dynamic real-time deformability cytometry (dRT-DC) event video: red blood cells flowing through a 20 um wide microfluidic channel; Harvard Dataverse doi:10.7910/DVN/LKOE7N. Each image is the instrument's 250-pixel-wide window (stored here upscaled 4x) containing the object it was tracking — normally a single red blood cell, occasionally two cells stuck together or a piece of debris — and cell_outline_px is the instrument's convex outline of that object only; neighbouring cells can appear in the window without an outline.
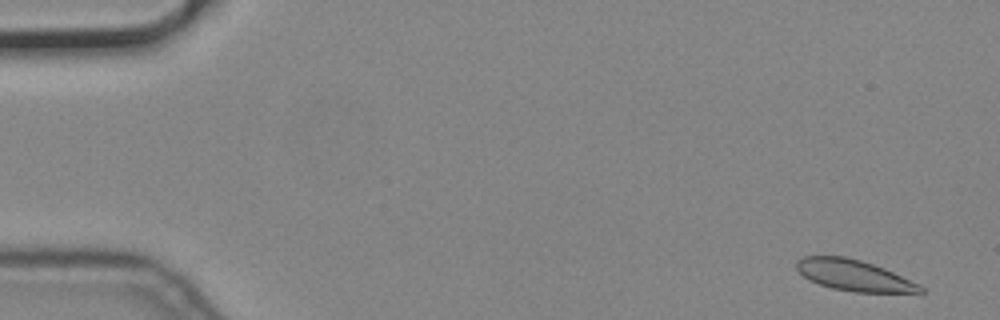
{"species": "common noctule bat (a hibernating species)", "species_latin": "Nyctalus noctula", "temperature_condition": "cold", "stored_images_in_passage": 56, "camera_frame_rate_fps": 3000, "um_per_image_px": 0.085, "animal": {"sex": "male", "body_mass_g": 19.2, "forearm_length_mm": 51.8}, "frame": {"image": 1, "passage_image": 3, "time_ms": 0.667, "image_size_px": [1000, 320], "cell_outline_px": [[924, 292], [856, 292], [832, 288], [808, 280], [796, 268], [796, 260], [804, 256], [844, 256], [860, 260], [884, 268], [920, 284], [924, 288]], "centroid_in_image_um": [72.57, 23.4], "position_along_channel_um": 12.4, "area_um2": 22.2}}
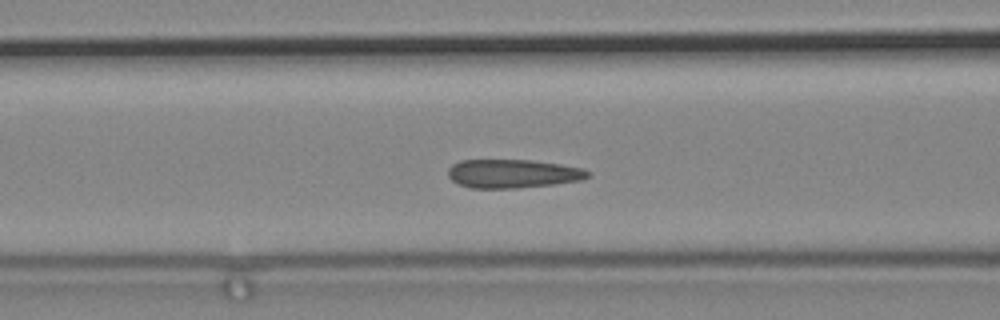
{"frame": {"image": 2, "passage_image": 23, "time_ms": 7.333, "image_size_px": [1000, 320], "cell_outline_px": [[592, 172], [584, 180], [556, 184], [516, 188], [472, 188], [460, 184], [452, 180], [448, 176], [448, 168], [452, 164], [460, 160], [532, 160], [560, 164], [584, 168]], "centroid_in_image_um": [43.63, 14.76], "position_along_channel_um": 123.0, "area_um2": 23.52}}
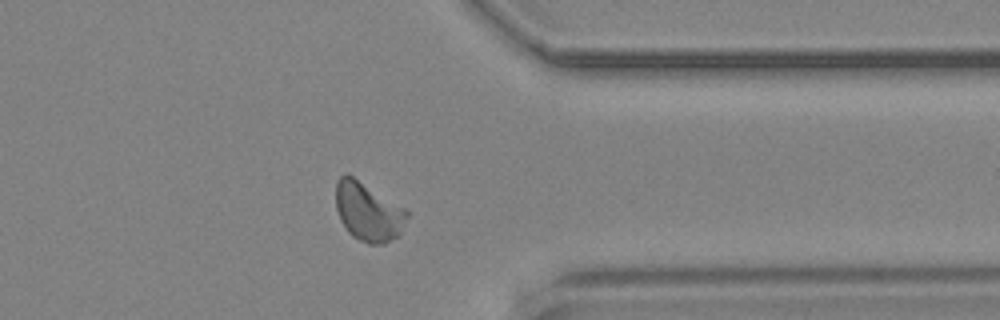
{"frame": {"image": 3, "passage_image": 45, "time_ms": 14.667, "image_size_px": [1000, 320], "cell_outline_px": [[408, 216], [400, 232], [396, 236], [384, 244], [368, 244], [352, 236], [348, 232], [340, 220], [336, 208], [336, 180], [344, 172], [348, 172], [404, 208], [408, 212]], "centroid_in_image_um": [31.25, 17.96], "position_along_channel_um": 380.2, "area_um2": 24.39}}